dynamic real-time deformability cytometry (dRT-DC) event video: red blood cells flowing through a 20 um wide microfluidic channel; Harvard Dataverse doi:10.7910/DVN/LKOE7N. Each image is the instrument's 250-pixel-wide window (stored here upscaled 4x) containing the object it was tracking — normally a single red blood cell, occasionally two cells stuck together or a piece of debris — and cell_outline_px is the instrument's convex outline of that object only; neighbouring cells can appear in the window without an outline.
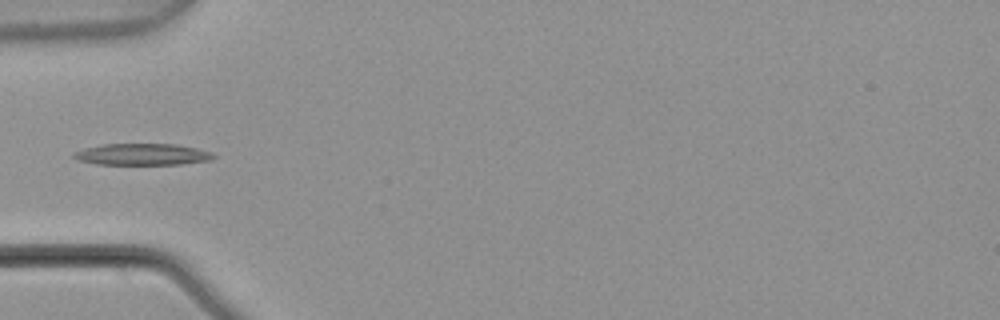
{"species": "common noctule bat (a hibernating species)", "species_latin": "Nyctalus noctula", "temperature_condition": "warm", "stored_images_in_passage": 1, "camera_frame_rate_fps": 3000, "um_per_image_px": 0.085, "animal": {"sex": "male", "body_mass_g": 21.5, "forearm_length_mm": 52.0}, "frame": {"image": 1, "passage_image": 1, "time_ms": 0.0, "image_size_px": [1000, 320], "cell_outline_px": [[216, 156], [212, 160], [180, 164], [96, 164], [76, 160], [72, 156], [76, 152], [84, 148], [104, 144], [176, 144], [196, 148], [212, 152]], "centroid_in_image_um": [12.11, 13.12], "position_along_channel_um": 72.9, "area_um2": 17.51}}